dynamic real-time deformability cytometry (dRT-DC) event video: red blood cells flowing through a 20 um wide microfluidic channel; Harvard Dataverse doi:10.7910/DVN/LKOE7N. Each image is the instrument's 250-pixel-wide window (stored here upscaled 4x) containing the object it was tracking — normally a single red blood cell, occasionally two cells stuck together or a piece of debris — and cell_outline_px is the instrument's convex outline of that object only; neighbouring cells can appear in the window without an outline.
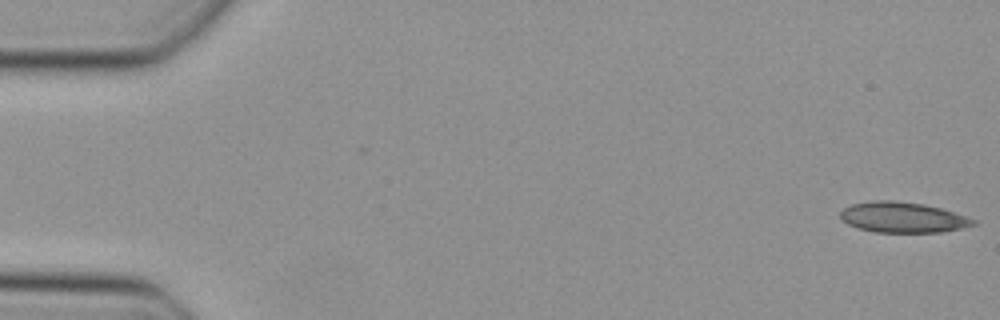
{"species": "Egyptian fruit bat (a non-hibernating species)", "species_latin": "Rousettus aegyptiacus", "temperature_condition": "cold", "stored_images_in_passage": 42, "camera_frame_rate_fps": 3000, "um_per_image_px": 0.085, "animal": {"sex": "female"}, "frame": {"image": 1, "passage_image": 1, "time_ms": 0.0, "image_size_px": [1000, 320], "cell_outline_px": [[976, 224], [960, 228], [940, 232], [876, 232], [860, 228], [848, 224], [840, 216], [840, 212], [844, 208], [852, 204], [872, 200], [892, 200], [924, 204], [940, 208], [976, 220]], "centroid_in_image_um": [76.71, 18.46], "position_along_channel_um": 8.3, "area_um2": 23.29}}
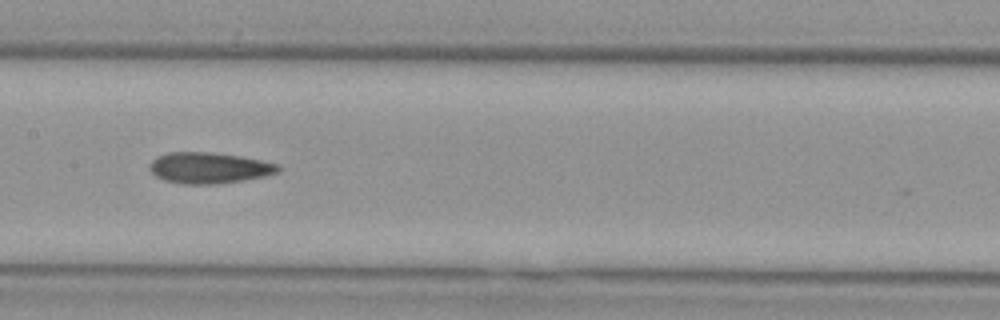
{"frame": {"image": 2, "passage_image": 24, "time_ms": 7.667, "image_size_px": [1000, 320], "cell_outline_px": [[284, 168], [276, 172], [264, 176], [216, 184], [184, 184], [164, 180], [156, 176], [152, 172], [152, 160], [156, 156], [168, 152], [208, 152], [240, 156], [280, 164]], "centroid_in_image_um": [17.79, 14.26], "position_along_channel_um": 189.6, "area_um2": 23.0}}
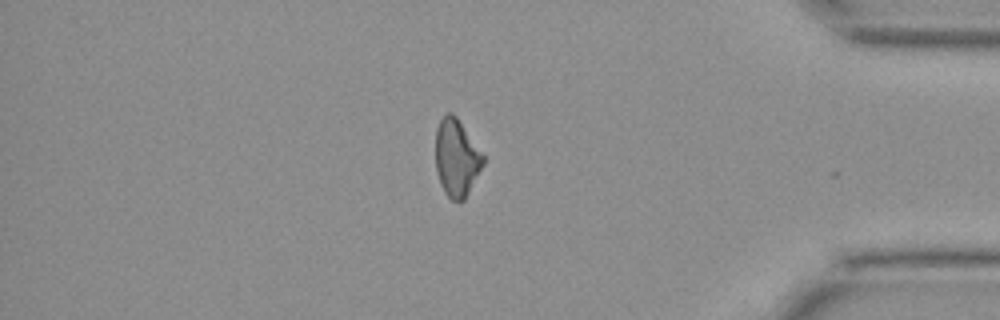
{"frame": {"image": 3, "passage_image": 41, "time_ms": 13.333, "image_size_px": [1000, 320], "cell_outline_px": [[484, 164], [464, 200], [452, 200], [444, 192], [440, 184], [436, 168], [436, 128], [440, 120], [448, 112], [452, 112], [456, 116], [484, 156]], "centroid_in_image_um": [38.8, 13.42], "position_along_channel_um": 396.4, "area_um2": 21.15}}